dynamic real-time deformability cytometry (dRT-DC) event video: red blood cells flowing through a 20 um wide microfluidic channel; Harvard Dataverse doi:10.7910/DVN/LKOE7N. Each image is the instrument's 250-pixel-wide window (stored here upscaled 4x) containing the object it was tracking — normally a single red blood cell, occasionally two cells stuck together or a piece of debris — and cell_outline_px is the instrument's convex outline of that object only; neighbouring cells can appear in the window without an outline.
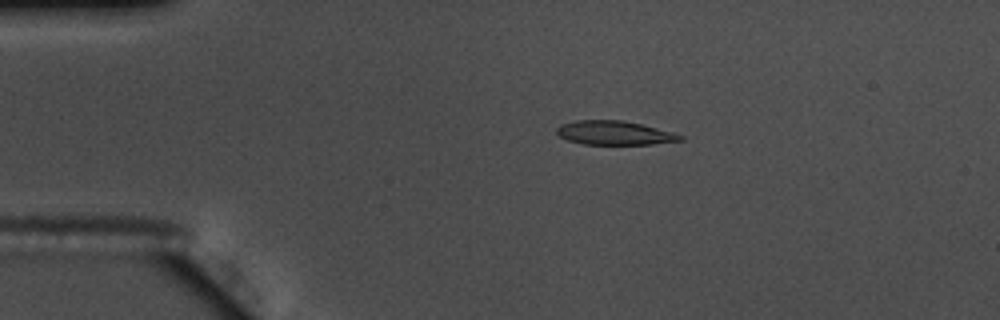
{"species": "common noctule bat (a hibernating species)", "species_latin": "Nyctalus noctula", "temperature_condition": "warm", "stored_images_in_passage": 49, "camera_frame_rate_fps": 3000, "um_per_image_px": 0.085, "animal": {"sex": "male", "body_mass_g": 17.5, "forearm_length_mm": 52.3}, "frame": {"image": 1, "passage_image": 5, "time_ms": 1.333, "image_size_px": [1000, 320], "cell_outline_px": [[684, 140], [652, 144], [584, 144], [568, 140], [560, 136], [556, 132], [556, 128], [560, 124], [576, 120], [624, 120], [672, 132], [684, 136]], "centroid_in_image_um": [52.21, 11.29], "position_along_channel_um": 32.8, "area_um2": 17.17}}
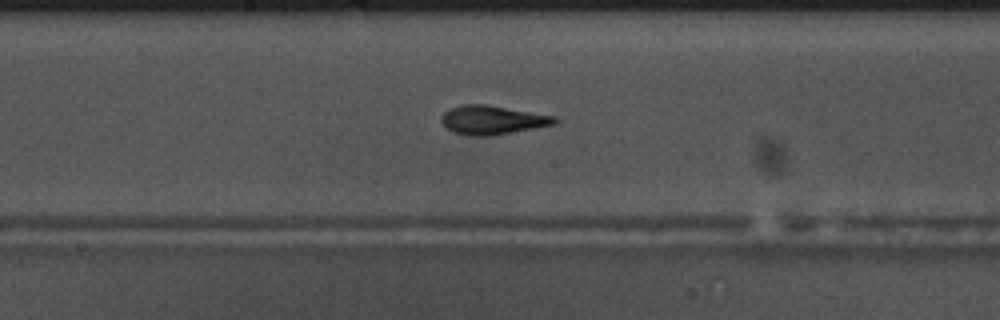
{"frame": {"image": 2, "passage_image": 23, "time_ms": 7.333, "image_size_px": [1000, 320], "cell_outline_px": [[560, 120], [556, 124], [492, 136], [468, 136], [452, 132], [440, 120], [440, 116], [448, 108], [460, 104], [484, 104], [556, 116]], "centroid_in_image_um": [41.84, 10.2], "position_along_channel_um": 206.4, "area_um2": 19.31}}
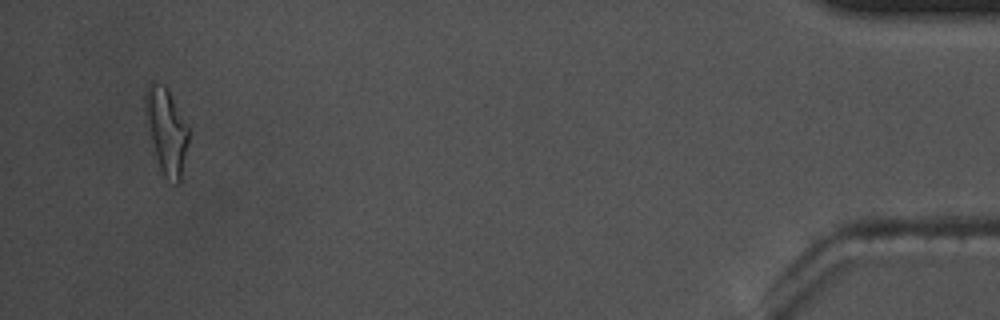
{"frame": {"image": 3, "passage_image": 47, "time_ms": 15.333, "image_size_px": [1000, 320], "cell_outline_px": [[188, 140], [180, 180], [176, 184], [164, 176], [160, 168], [156, 156], [144, 108], [144, 96], [148, 84], [156, 80], [164, 84], [168, 88], [188, 128]], "centroid_in_image_um": [14.13, 11.04], "position_along_channel_um": 421.1, "area_um2": 21.04}, "authors_computed_cell_mechanics": {"area_um2": 18.6116, "velocity_mm_per_s": 3.6712, "shape_relaxation_time_tau1_ms": 5.4832, "shape_relaxation_time_tau2_ms": 2.1226, "deformation_change_tau1": 0.2049, "deformation_change_tau2": 0.0971}}